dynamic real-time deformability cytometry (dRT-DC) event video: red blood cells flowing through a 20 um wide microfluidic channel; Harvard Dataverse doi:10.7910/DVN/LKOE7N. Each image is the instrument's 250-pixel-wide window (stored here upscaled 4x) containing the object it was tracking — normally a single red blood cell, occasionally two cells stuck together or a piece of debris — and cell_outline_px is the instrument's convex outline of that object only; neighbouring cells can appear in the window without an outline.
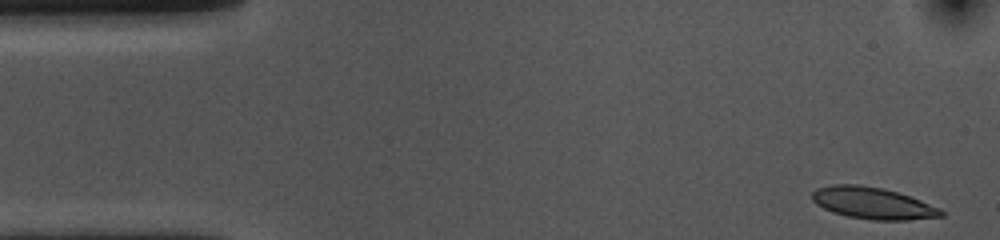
{"species": "common noctule bat (a hibernating species)", "species_latin": "Nyctalus noctula", "temperature_condition": "cold", "stored_images_in_passage": 46, "camera_frame_rate_fps": 3000, "um_per_image_px": 0.085, "animal": {"sex": "female", "body_mass_g": 10.0, "forearm_length_mm": 53.1}, "frame": {"image": 1, "passage_image": 1, "time_ms": 0.0, "image_size_px": [1000, 240], "cell_outline_px": [[944, 216], [908, 220], [872, 220], [848, 216], [832, 212], [816, 204], [812, 200], [812, 192], [816, 188], [832, 184], [860, 184], [884, 188], [920, 200], [940, 208], [944, 212]], "centroid_in_image_um": [74.16, 17.26], "position_along_channel_um": 10.8, "area_um2": 23.87}}
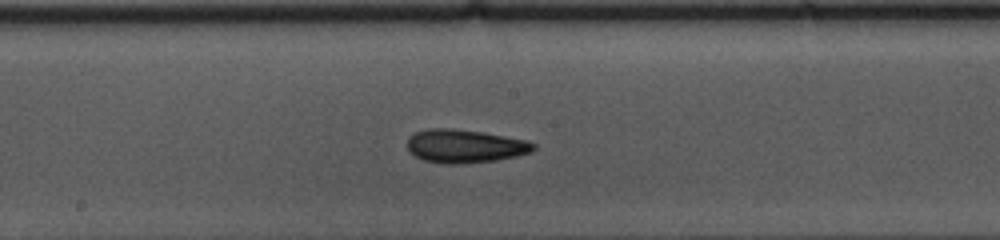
{"frame": {"image": 2, "passage_image": 26, "time_ms": 8.333, "image_size_px": [1000, 240], "cell_outline_px": [[536, 148], [532, 152], [516, 156], [496, 160], [460, 164], [444, 164], [424, 160], [416, 156], [408, 148], [408, 136], [416, 132], [428, 128], [452, 128], [480, 132], [528, 140], [536, 144]], "centroid_in_image_um": [39.54, 12.42], "position_along_channel_um": 208.7, "area_um2": 24.51}}
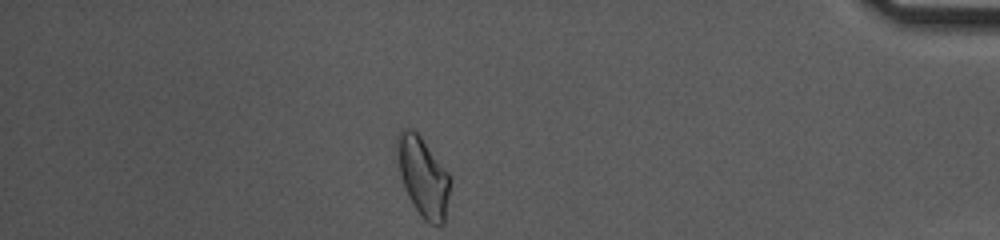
{"frame": {"image": 3, "passage_image": 46, "time_ms": 15.0, "image_size_px": [1000, 240], "cell_outline_px": [[452, 180], [444, 224], [428, 224], [420, 216], [412, 204], [408, 196], [400, 176], [396, 148], [396, 136], [400, 128], [412, 128], [420, 136], [448, 172]], "centroid_in_image_um": [35.96, 15.03], "position_along_channel_um": 399.2, "area_um2": 24.85}, "authors_computed_cell_mechanics": {"area_um2": 23.8136, "velocity_mm_per_s": 3.5453, "shape_relaxation_time_tau1_ms": 3.977, "shape_relaxation_time_tau2_ms": 2.2858, "deformation_change_tau1": 0.1059, "deformation_change_tau2": 0.0754}}